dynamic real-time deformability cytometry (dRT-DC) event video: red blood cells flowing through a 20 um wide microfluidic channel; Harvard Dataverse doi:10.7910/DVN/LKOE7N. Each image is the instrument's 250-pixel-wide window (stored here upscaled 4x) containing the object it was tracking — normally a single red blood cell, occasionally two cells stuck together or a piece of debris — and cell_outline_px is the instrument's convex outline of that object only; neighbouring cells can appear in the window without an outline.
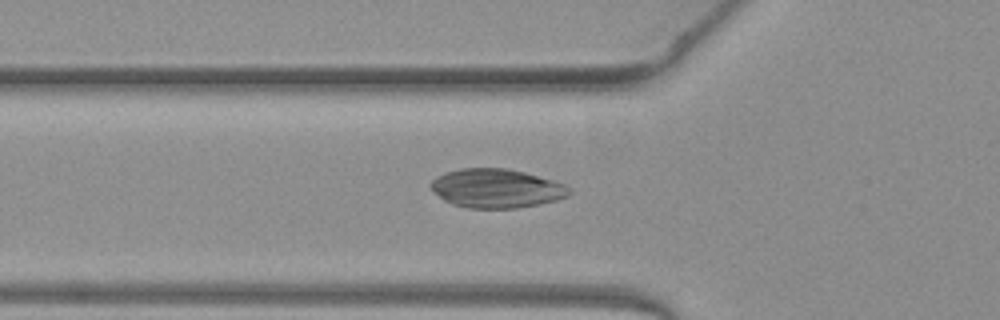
{"species": "common noctule bat (a hibernating species)", "species_latin": "Nyctalus noctula", "temperature_condition": "warm", "stored_images_in_passage": 32, "camera_frame_rate_fps": 3000, "um_per_image_px": 0.085, "animal": {"sex": "female", "body_mass_g": 19.3, "forearm_length_mm": 54.1}, "frame": {"image": 1, "passage_image": 2, "time_ms": 0.333, "image_size_px": [1000, 320], "cell_outline_px": [[572, 192], [568, 196], [556, 200], [516, 208], [468, 208], [452, 204], [444, 200], [428, 184], [436, 176], [444, 172], [460, 168], [508, 168], [524, 172], [552, 180], [564, 184]], "centroid_in_image_um": [42.17, 16.0], "position_along_channel_um": 83.6, "area_um2": 31.27}}
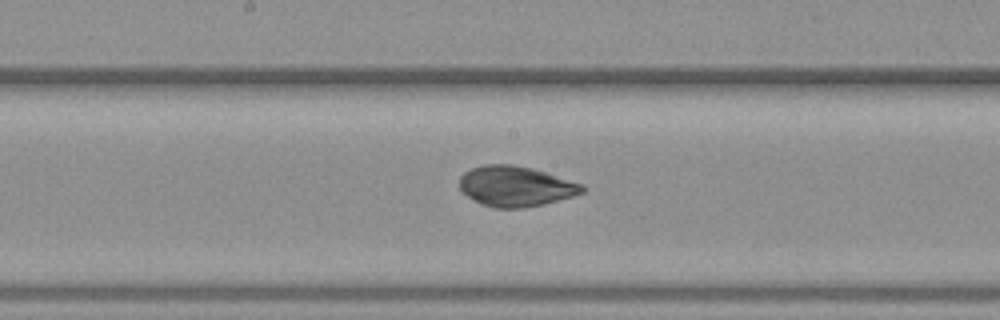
{"frame": {"image": 2, "passage_image": 11, "time_ms": 3.333, "image_size_px": [1000, 320], "cell_outline_px": [[588, 188], [584, 192], [572, 196], [544, 204], [524, 208], [496, 208], [480, 204], [468, 196], [460, 188], [460, 176], [464, 172], [472, 168], [484, 164], [512, 164], [532, 168], [584, 184]], "centroid_in_image_um": [43.85, 15.83], "position_along_channel_um": 204.3, "area_um2": 28.96}}
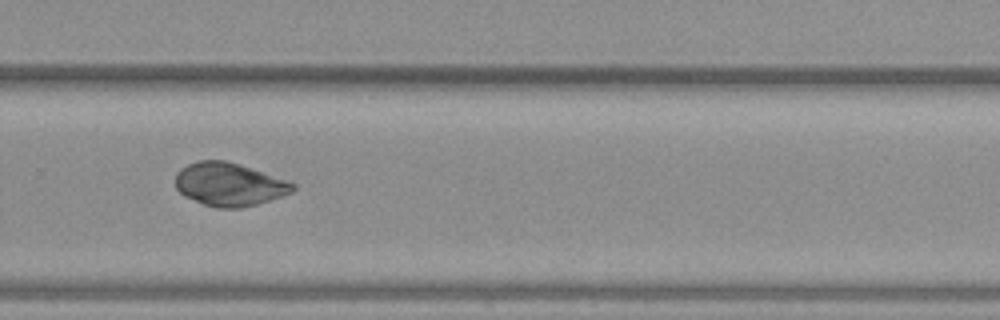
{"frame": {"image": 3, "passage_image": 19, "time_ms": 6.0, "image_size_px": [1000, 320], "cell_outline_px": [[296, 188], [292, 192], [256, 204], [240, 208], [216, 208], [204, 204], [184, 196], [176, 188], [176, 172], [180, 168], [188, 164], [200, 160], [224, 160], [288, 180], [296, 184]], "centroid_in_image_um": [19.47, 15.67], "position_along_channel_um": 310.3, "area_um2": 29.3}}